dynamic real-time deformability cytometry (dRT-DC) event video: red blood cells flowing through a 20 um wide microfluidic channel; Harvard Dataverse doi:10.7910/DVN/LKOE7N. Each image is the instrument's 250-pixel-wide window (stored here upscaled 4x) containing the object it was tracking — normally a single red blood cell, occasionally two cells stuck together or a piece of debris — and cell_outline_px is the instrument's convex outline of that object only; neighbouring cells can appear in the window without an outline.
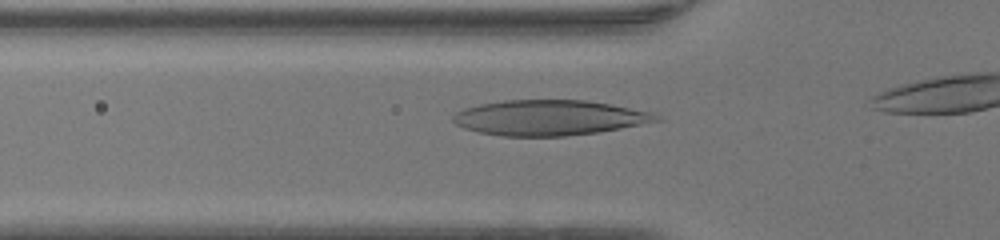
{"species": "human", "species_latin": "Homo sapiens", "temperature_condition": "warm", "stored_images_in_passage": 12, "camera_frame_rate_fps": 3000, "um_per_image_px": 0.085, "donor": {"sex": "female"}, "frame": {"image": 1, "passage_image": 7, "time_ms": 2.0, "image_size_px": [1000, 240], "cell_outline_px": [[664, 120], [620, 128], [596, 132], [564, 136], [500, 136], [480, 132], [464, 128], [456, 124], [452, 120], [452, 116], [456, 112], [464, 108], [480, 104], [504, 100], [584, 100], [612, 104], [656, 112]], "centroid_in_image_um": [46.73, 10.0], "position_along_channel_um": 79.1, "area_um2": 41.96}}
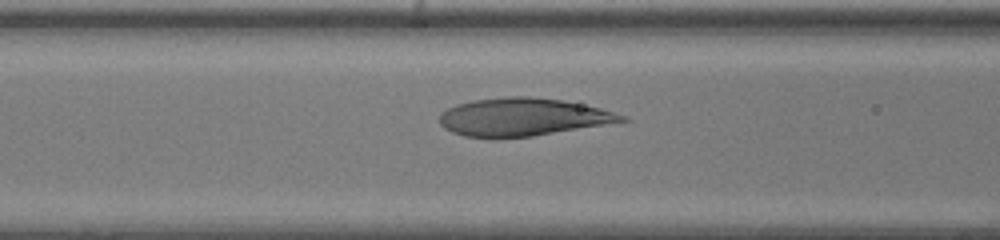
{"frame": {"image": 2, "passage_image": 10, "time_ms": 3.0, "image_size_px": [1000, 240], "cell_outline_px": [[632, 120], [532, 136], [464, 136], [452, 132], [444, 128], [440, 124], [440, 112], [456, 104], [472, 100], [508, 96], [528, 96], [560, 100], [600, 108], [624, 116]], "centroid_in_image_um": [44.41, 9.93], "position_along_channel_um": 122.2, "area_um2": 39.48}}